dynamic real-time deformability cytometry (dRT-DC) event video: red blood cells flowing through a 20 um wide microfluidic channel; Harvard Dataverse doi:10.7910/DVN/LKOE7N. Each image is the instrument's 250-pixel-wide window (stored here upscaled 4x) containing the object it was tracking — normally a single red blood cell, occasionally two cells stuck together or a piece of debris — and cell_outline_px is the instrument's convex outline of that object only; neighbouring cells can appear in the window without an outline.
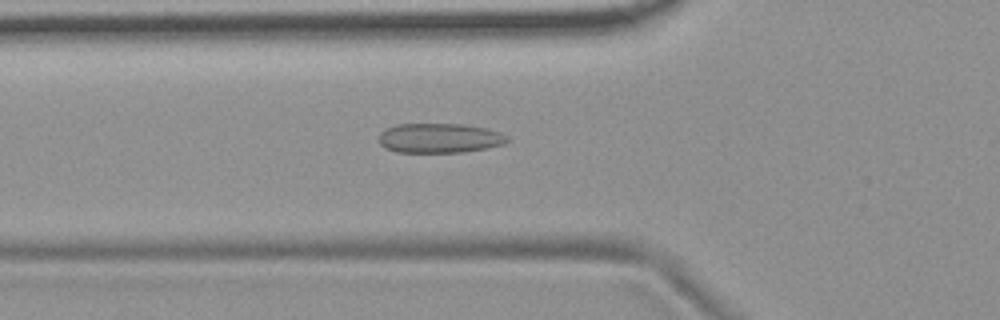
{"species": "common noctule bat (a hibernating species)", "species_latin": "Nyctalus noctula", "temperature_condition": "room temperature", "stored_images_in_passage": 40, "camera_frame_rate_fps": 3000, "um_per_image_px": 0.085, "animal": {"sex": "female", "body_mass_g": 19.9}, "frame": {"image": 1, "passage_image": 5, "time_ms": 1.333, "image_size_px": [1000, 320], "cell_outline_px": [[508, 140], [504, 144], [488, 148], [464, 152], [396, 152], [384, 148], [380, 144], [380, 132], [396, 124], [464, 124], [488, 128], [500, 132], [508, 136]], "centroid_in_image_um": [37.39, 11.74], "position_along_channel_um": 88.4, "area_um2": 22.31}}
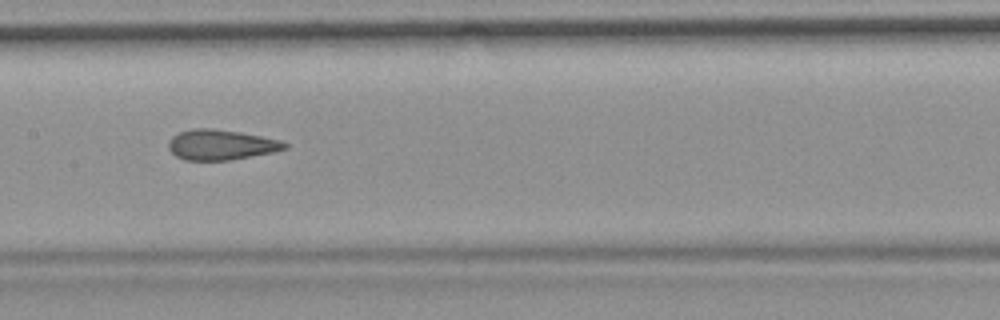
{"frame": {"image": 2, "passage_image": 13, "time_ms": 4.0, "image_size_px": [1000, 320], "cell_outline_px": [[288, 148], [276, 152], [232, 160], [184, 160], [176, 156], [168, 148], [168, 140], [172, 136], [180, 132], [192, 128], [212, 128], [240, 132], [280, 140], [288, 144]], "centroid_in_image_um": [18.79, 12.31], "position_along_channel_um": 188.6, "area_um2": 20.69}}
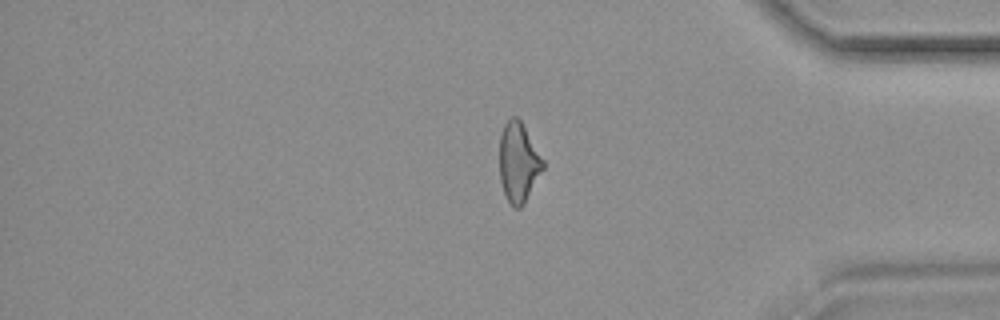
{"frame": {"image": 3, "passage_image": 31, "time_ms": 10.0, "image_size_px": [1000, 320], "cell_outline_px": [[544, 168], [524, 204], [520, 208], [516, 208], [508, 200], [504, 192], [500, 180], [500, 136], [504, 124], [512, 116], [516, 116], [520, 120], [544, 160]], "centroid_in_image_um": [44.07, 13.8], "position_along_channel_um": 391.1, "area_um2": 19.94}, "authors_computed_cell_mechanics": {"area_um2": 20.6057, "velocity_mm_per_s": 3.742, "shape_relaxation_time_tau1_ms": null, "shape_relaxation_time_tau2_ms": 1.8176, "deformation_change_tau1": null, "deformation_change_tau2": 0.1057}}